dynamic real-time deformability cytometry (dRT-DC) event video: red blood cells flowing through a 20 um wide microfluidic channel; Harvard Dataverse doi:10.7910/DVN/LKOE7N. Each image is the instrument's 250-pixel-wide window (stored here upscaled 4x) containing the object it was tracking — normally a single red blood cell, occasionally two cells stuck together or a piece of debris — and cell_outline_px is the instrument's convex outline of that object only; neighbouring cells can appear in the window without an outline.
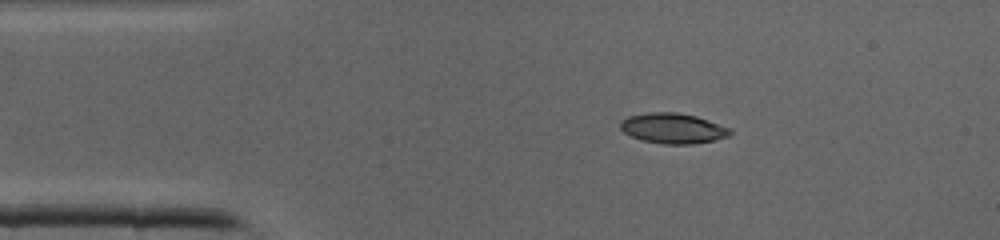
{"species": "common noctule bat (a hibernating species)", "species_latin": "Nyctalus noctula", "temperature_condition": "cold", "stored_images_in_passage": 35, "camera_frame_rate_fps": 3000, "um_per_image_px": 0.085, "animal": {"sex": "male", "body_mass_g": 19.0, "forearm_length_mm": 50.8}, "frame": {"image": 1, "passage_image": 1, "time_ms": 0.0, "image_size_px": [1000, 240], "cell_outline_px": [[732, 132], [728, 136], [712, 140], [692, 144], [664, 144], [640, 140], [624, 132], [620, 128], [620, 120], [628, 116], [648, 112], [676, 112], [696, 116], [732, 128]], "centroid_in_image_um": [57.18, 10.9], "position_along_channel_um": 27.8, "area_um2": 19.42}}
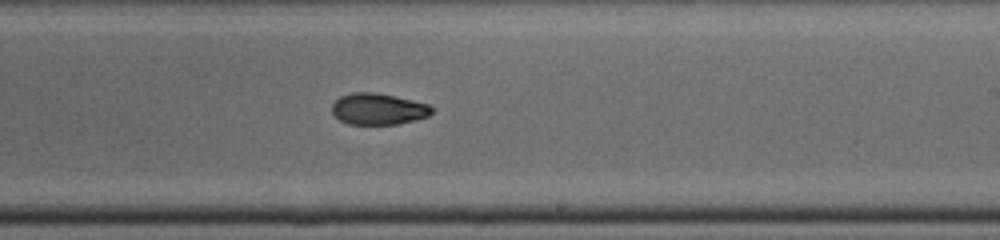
{"frame": {"image": 2, "passage_image": 18, "time_ms": 5.667, "image_size_px": [1000, 240], "cell_outline_px": [[436, 108], [428, 116], [416, 120], [396, 124], [348, 124], [340, 120], [332, 112], [332, 104], [340, 96], [352, 92], [376, 92], [412, 100], [428, 104]], "centroid_in_image_um": [32.17, 9.26], "position_along_channel_um": 256.8, "area_um2": 18.32}}
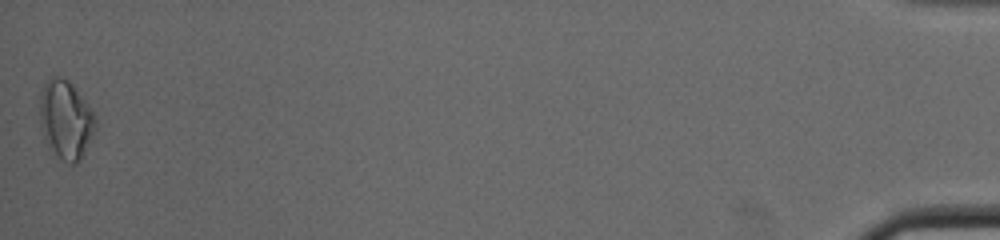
{"frame": {"image": 3, "passage_image": 35, "time_ms": 11.333, "image_size_px": [1000, 240], "cell_outline_px": [[96, 128], [80, 160], [76, 164], [68, 164], [48, 144], [44, 136], [40, 124], [40, 92], [44, 84], [52, 76], [60, 76], [68, 80], [72, 84], [92, 112], [96, 120]], "centroid_in_image_um": [5.58, 10.15], "position_along_channel_um": 429.6, "area_um2": 24.91}}